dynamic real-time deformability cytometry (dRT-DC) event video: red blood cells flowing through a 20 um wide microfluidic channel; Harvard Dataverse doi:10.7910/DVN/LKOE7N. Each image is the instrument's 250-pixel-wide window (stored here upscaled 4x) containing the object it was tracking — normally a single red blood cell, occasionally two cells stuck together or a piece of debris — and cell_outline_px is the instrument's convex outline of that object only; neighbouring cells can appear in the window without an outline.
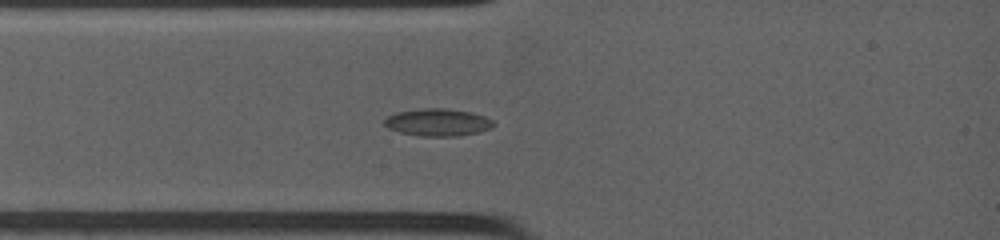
{"species": "common noctule bat (a hibernating species)", "species_latin": "Nyctalus noctula", "temperature_condition": "warm", "stored_images_in_passage": 10, "camera_frame_rate_fps": 4500, "um_per_image_px": 0.085, "animal": {"sex": "female", "body_mass_g": 19.0, "forearm_length_mm": 53.3}, "frame": {"image": 1, "passage_image": 5, "time_ms": 2.0, "image_size_px": [1000, 240], "cell_outline_px": [[496, 124], [492, 128], [480, 132], [456, 136], [420, 136], [400, 132], [388, 128], [384, 124], [384, 120], [388, 116], [396, 112], [424, 108], [448, 108], [472, 112], [484, 116], [492, 120]], "centroid_in_image_um": [37.24, 10.39], "position_along_channel_um": 47.8, "area_um2": 17.51}}
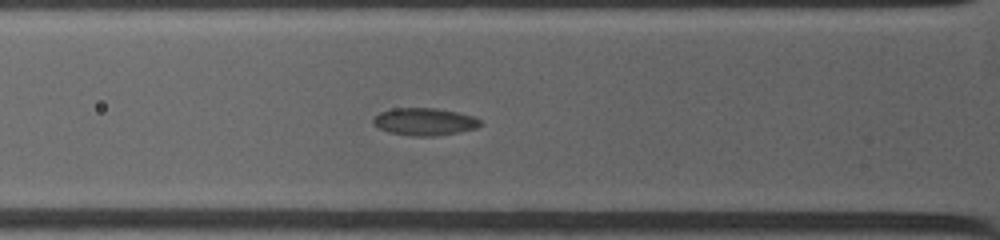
{"frame": {"image": 2, "passage_image": 7, "time_ms": 3.111, "image_size_px": [1000, 240], "cell_outline_px": [[484, 124], [476, 128], [460, 132], [436, 136], [412, 136], [388, 132], [380, 128], [372, 120], [380, 112], [392, 108], [436, 108], [476, 116]], "centroid_in_image_um": [36.14, 10.34], "position_along_channel_um": 89.7, "area_um2": 17.17}}
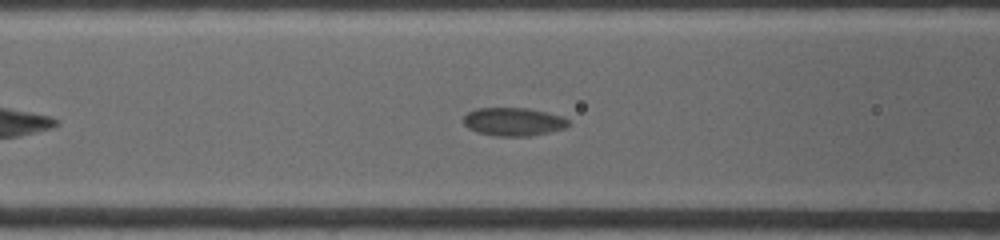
{"frame": {"image": 3, "passage_image": 9, "time_ms": 4.0, "image_size_px": [1000, 240], "cell_outline_px": [[568, 124], [564, 128], [548, 132], [528, 136], [496, 136], [480, 132], [468, 128], [460, 120], [468, 112], [476, 108], [528, 108], [564, 116], [568, 120]], "centroid_in_image_um": [43.61, 10.33], "position_along_channel_um": 123.0, "area_um2": 17.22}}